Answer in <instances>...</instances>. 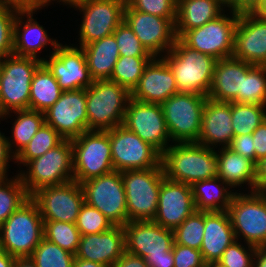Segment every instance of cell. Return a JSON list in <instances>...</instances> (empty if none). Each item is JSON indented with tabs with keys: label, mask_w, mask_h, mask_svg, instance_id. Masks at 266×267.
Returning a JSON list of instances; mask_svg holds the SVG:
<instances>
[{
	"label": "cell",
	"mask_w": 266,
	"mask_h": 267,
	"mask_svg": "<svg viewBox=\"0 0 266 267\" xmlns=\"http://www.w3.org/2000/svg\"><path fill=\"white\" fill-rule=\"evenodd\" d=\"M54 1H55V3L63 5V7L65 5V6H68L70 8L73 5H75V4L79 3V2H82L84 0H50V3L54 4Z\"/></svg>",
	"instance_id": "62"
},
{
	"label": "cell",
	"mask_w": 266,
	"mask_h": 267,
	"mask_svg": "<svg viewBox=\"0 0 266 267\" xmlns=\"http://www.w3.org/2000/svg\"><path fill=\"white\" fill-rule=\"evenodd\" d=\"M191 189L195 209L205 212L227 211L236 193L219 177L194 182Z\"/></svg>",
	"instance_id": "32"
},
{
	"label": "cell",
	"mask_w": 266,
	"mask_h": 267,
	"mask_svg": "<svg viewBox=\"0 0 266 267\" xmlns=\"http://www.w3.org/2000/svg\"><path fill=\"white\" fill-rule=\"evenodd\" d=\"M176 93L179 92L170 67L162 57H153L131 92V98L144 103L162 104Z\"/></svg>",
	"instance_id": "24"
},
{
	"label": "cell",
	"mask_w": 266,
	"mask_h": 267,
	"mask_svg": "<svg viewBox=\"0 0 266 267\" xmlns=\"http://www.w3.org/2000/svg\"><path fill=\"white\" fill-rule=\"evenodd\" d=\"M25 166L26 168L17 172L30 196L42 187L73 181L71 140L64 139L59 145L29 161Z\"/></svg>",
	"instance_id": "5"
},
{
	"label": "cell",
	"mask_w": 266,
	"mask_h": 267,
	"mask_svg": "<svg viewBox=\"0 0 266 267\" xmlns=\"http://www.w3.org/2000/svg\"><path fill=\"white\" fill-rule=\"evenodd\" d=\"M39 11H18L14 22L13 34V55L20 57H32L43 61L40 54L42 49L46 50L48 45L52 48V53L60 44L55 38L47 33L45 26L34 19V14ZM39 53V54H38Z\"/></svg>",
	"instance_id": "23"
},
{
	"label": "cell",
	"mask_w": 266,
	"mask_h": 267,
	"mask_svg": "<svg viewBox=\"0 0 266 267\" xmlns=\"http://www.w3.org/2000/svg\"><path fill=\"white\" fill-rule=\"evenodd\" d=\"M220 1L228 7L231 4L232 0H220Z\"/></svg>",
	"instance_id": "64"
},
{
	"label": "cell",
	"mask_w": 266,
	"mask_h": 267,
	"mask_svg": "<svg viewBox=\"0 0 266 267\" xmlns=\"http://www.w3.org/2000/svg\"><path fill=\"white\" fill-rule=\"evenodd\" d=\"M253 267H266V246L256 248Z\"/></svg>",
	"instance_id": "57"
},
{
	"label": "cell",
	"mask_w": 266,
	"mask_h": 267,
	"mask_svg": "<svg viewBox=\"0 0 266 267\" xmlns=\"http://www.w3.org/2000/svg\"><path fill=\"white\" fill-rule=\"evenodd\" d=\"M73 177L78 183L114 171L107 131L87 130L71 140Z\"/></svg>",
	"instance_id": "9"
},
{
	"label": "cell",
	"mask_w": 266,
	"mask_h": 267,
	"mask_svg": "<svg viewBox=\"0 0 266 267\" xmlns=\"http://www.w3.org/2000/svg\"><path fill=\"white\" fill-rule=\"evenodd\" d=\"M228 148L255 163V148L252 134L234 136Z\"/></svg>",
	"instance_id": "49"
},
{
	"label": "cell",
	"mask_w": 266,
	"mask_h": 267,
	"mask_svg": "<svg viewBox=\"0 0 266 267\" xmlns=\"http://www.w3.org/2000/svg\"><path fill=\"white\" fill-rule=\"evenodd\" d=\"M153 57L120 56L115 63L110 81L127 88L130 92L137 86L146 65Z\"/></svg>",
	"instance_id": "38"
},
{
	"label": "cell",
	"mask_w": 266,
	"mask_h": 267,
	"mask_svg": "<svg viewBox=\"0 0 266 267\" xmlns=\"http://www.w3.org/2000/svg\"><path fill=\"white\" fill-rule=\"evenodd\" d=\"M231 102L207 98L197 143L212 149L228 147L234 138Z\"/></svg>",
	"instance_id": "26"
},
{
	"label": "cell",
	"mask_w": 266,
	"mask_h": 267,
	"mask_svg": "<svg viewBox=\"0 0 266 267\" xmlns=\"http://www.w3.org/2000/svg\"><path fill=\"white\" fill-rule=\"evenodd\" d=\"M12 174L0 177V225L30 198L18 173Z\"/></svg>",
	"instance_id": "36"
},
{
	"label": "cell",
	"mask_w": 266,
	"mask_h": 267,
	"mask_svg": "<svg viewBox=\"0 0 266 267\" xmlns=\"http://www.w3.org/2000/svg\"><path fill=\"white\" fill-rule=\"evenodd\" d=\"M75 224L81 235L101 233L114 226L98 209L86 202L82 205Z\"/></svg>",
	"instance_id": "43"
},
{
	"label": "cell",
	"mask_w": 266,
	"mask_h": 267,
	"mask_svg": "<svg viewBox=\"0 0 266 267\" xmlns=\"http://www.w3.org/2000/svg\"><path fill=\"white\" fill-rule=\"evenodd\" d=\"M174 267H205L206 263L198 249L173 244Z\"/></svg>",
	"instance_id": "48"
},
{
	"label": "cell",
	"mask_w": 266,
	"mask_h": 267,
	"mask_svg": "<svg viewBox=\"0 0 266 267\" xmlns=\"http://www.w3.org/2000/svg\"><path fill=\"white\" fill-rule=\"evenodd\" d=\"M240 240L230 244L218 261L224 267H253L256 247Z\"/></svg>",
	"instance_id": "45"
},
{
	"label": "cell",
	"mask_w": 266,
	"mask_h": 267,
	"mask_svg": "<svg viewBox=\"0 0 266 267\" xmlns=\"http://www.w3.org/2000/svg\"><path fill=\"white\" fill-rule=\"evenodd\" d=\"M44 116L64 139L78 137L87 131L86 89L63 91Z\"/></svg>",
	"instance_id": "19"
},
{
	"label": "cell",
	"mask_w": 266,
	"mask_h": 267,
	"mask_svg": "<svg viewBox=\"0 0 266 267\" xmlns=\"http://www.w3.org/2000/svg\"><path fill=\"white\" fill-rule=\"evenodd\" d=\"M30 197L38 205L43 221L76 223L85 202L83 188L75 180L42 187Z\"/></svg>",
	"instance_id": "15"
},
{
	"label": "cell",
	"mask_w": 266,
	"mask_h": 267,
	"mask_svg": "<svg viewBox=\"0 0 266 267\" xmlns=\"http://www.w3.org/2000/svg\"><path fill=\"white\" fill-rule=\"evenodd\" d=\"M261 0H232L227 9L235 13H252L259 5Z\"/></svg>",
	"instance_id": "54"
},
{
	"label": "cell",
	"mask_w": 266,
	"mask_h": 267,
	"mask_svg": "<svg viewBox=\"0 0 266 267\" xmlns=\"http://www.w3.org/2000/svg\"><path fill=\"white\" fill-rule=\"evenodd\" d=\"M44 238L64 250L76 254L81 233L75 223L44 221Z\"/></svg>",
	"instance_id": "39"
},
{
	"label": "cell",
	"mask_w": 266,
	"mask_h": 267,
	"mask_svg": "<svg viewBox=\"0 0 266 267\" xmlns=\"http://www.w3.org/2000/svg\"><path fill=\"white\" fill-rule=\"evenodd\" d=\"M134 10L163 18H176L177 0H126Z\"/></svg>",
	"instance_id": "47"
},
{
	"label": "cell",
	"mask_w": 266,
	"mask_h": 267,
	"mask_svg": "<svg viewBox=\"0 0 266 267\" xmlns=\"http://www.w3.org/2000/svg\"><path fill=\"white\" fill-rule=\"evenodd\" d=\"M236 241L227 211H204V234L200 248L205 263L218 262L225 249Z\"/></svg>",
	"instance_id": "28"
},
{
	"label": "cell",
	"mask_w": 266,
	"mask_h": 267,
	"mask_svg": "<svg viewBox=\"0 0 266 267\" xmlns=\"http://www.w3.org/2000/svg\"><path fill=\"white\" fill-rule=\"evenodd\" d=\"M125 251L142 258L168 257L174 244L173 230L153 221H130L124 226Z\"/></svg>",
	"instance_id": "20"
},
{
	"label": "cell",
	"mask_w": 266,
	"mask_h": 267,
	"mask_svg": "<svg viewBox=\"0 0 266 267\" xmlns=\"http://www.w3.org/2000/svg\"><path fill=\"white\" fill-rule=\"evenodd\" d=\"M114 171L162 167L161 154L123 125L107 130Z\"/></svg>",
	"instance_id": "14"
},
{
	"label": "cell",
	"mask_w": 266,
	"mask_h": 267,
	"mask_svg": "<svg viewBox=\"0 0 266 267\" xmlns=\"http://www.w3.org/2000/svg\"><path fill=\"white\" fill-rule=\"evenodd\" d=\"M62 92L57 80L41 63L31 82L29 109L44 113L59 99Z\"/></svg>",
	"instance_id": "34"
},
{
	"label": "cell",
	"mask_w": 266,
	"mask_h": 267,
	"mask_svg": "<svg viewBox=\"0 0 266 267\" xmlns=\"http://www.w3.org/2000/svg\"><path fill=\"white\" fill-rule=\"evenodd\" d=\"M73 267H110L101 263L83 260L81 258H74Z\"/></svg>",
	"instance_id": "59"
},
{
	"label": "cell",
	"mask_w": 266,
	"mask_h": 267,
	"mask_svg": "<svg viewBox=\"0 0 266 267\" xmlns=\"http://www.w3.org/2000/svg\"><path fill=\"white\" fill-rule=\"evenodd\" d=\"M266 189V157L256 164L255 191L262 193Z\"/></svg>",
	"instance_id": "55"
},
{
	"label": "cell",
	"mask_w": 266,
	"mask_h": 267,
	"mask_svg": "<svg viewBox=\"0 0 266 267\" xmlns=\"http://www.w3.org/2000/svg\"><path fill=\"white\" fill-rule=\"evenodd\" d=\"M145 261L149 265V267H174V257L172 250L168 251V257H146Z\"/></svg>",
	"instance_id": "56"
},
{
	"label": "cell",
	"mask_w": 266,
	"mask_h": 267,
	"mask_svg": "<svg viewBox=\"0 0 266 267\" xmlns=\"http://www.w3.org/2000/svg\"><path fill=\"white\" fill-rule=\"evenodd\" d=\"M207 98L179 92L161 104L172 143H197Z\"/></svg>",
	"instance_id": "6"
},
{
	"label": "cell",
	"mask_w": 266,
	"mask_h": 267,
	"mask_svg": "<svg viewBox=\"0 0 266 267\" xmlns=\"http://www.w3.org/2000/svg\"><path fill=\"white\" fill-rule=\"evenodd\" d=\"M227 6L220 0H177L175 34L180 38L186 31L199 28L221 16Z\"/></svg>",
	"instance_id": "30"
},
{
	"label": "cell",
	"mask_w": 266,
	"mask_h": 267,
	"mask_svg": "<svg viewBox=\"0 0 266 267\" xmlns=\"http://www.w3.org/2000/svg\"><path fill=\"white\" fill-rule=\"evenodd\" d=\"M232 57L256 66H266V20L253 13L239 14Z\"/></svg>",
	"instance_id": "22"
},
{
	"label": "cell",
	"mask_w": 266,
	"mask_h": 267,
	"mask_svg": "<svg viewBox=\"0 0 266 267\" xmlns=\"http://www.w3.org/2000/svg\"><path fill=\"white\" fill-rule=\"evenodd\" d=\"M12 267H37L30 257L15 258Z\"/></svg>",
	"instance_id": "60"
},
{
	"label": "cell",
	"mask_w": 266,
	"mask_h": 267,
	"mask_svg": "<svg viewBox=\"0 0 266 267\" xmlns=\"http://www.w3.org/2000/svg\"><path fill=\"white\" fill-rule=\"evenodd\" d=\"M236 240L266 246V199L257 192H236L227 210Z\"/></svg>",
	"instance_id": "10"
},
{
	"label": "cell",
	"mask_w": 266,
	"mask_h": 267,
	"mask_svg": "<svg viewBox=\"0 0 266 267\" xmlns=\"http://www.w3.org/2000/svg\"><path fill=\"white\" fill-rule=\"evenodd\" d=\"M0 3L18 11H40L44 7L48 8L49 5H52L50 0H0Z\"/></svg>",
	"instance_id": "50"
},
{
	"label": "cell",
	"mask_w": 266,
	"mask_h": 267,
	"mask_svg": "<svg viewBox=\"0 0 266 267\" xmlns=\"http://www.w3.org/2000/svg\"><path fill=\"white\" fill-rule=\"evenodd\" d=\"M13 117L14 119H11ZM8 118L14 122L11 123L12 135L6 138L10 152L15 157L45 123V116L44 113L31 109L14 110L1 115L0 122Z\"/></svg>",
	"instance_id": "33"
},
{
	"label": "cell",
	"mask_w": 266,
	"mask_h": 267,
	"mask_svg": "<svg viewBox=\"0 0 266 267\" xmlns=\"http://www.w3.org/2000/svg\"><path fill=\"white\" fill-rule=\"evenodd\" d=\"M131 92L116 82L95 80L86 89L87 130L107 131L121 126Z\"/></svg>",
	"instance_id": "4"
},
{
	"label": "cell",
	"mask_w": 266,
	"mask_h": 267,
	"mask_svg": "<svg viewBox=\"0 0 266 267\" xmlns=\"http://www.w3.org/2000/svg\"><path fill=\"white\" fill-rule=\"evenodd\" d=\"M126 195L128 222L153 221L157 213L162 167L121 172Z\"/></svg>",
	"instance_id": "8"
},
{
	"label": "cell",
	"mask_w": 266,
	"mask_h": 267,
	"mask_svg": "<svg viewBox=\"0 0 266 267\" xmlns=\"http://www.w3.org/2000/svg\"><path fill=\"white\" fill-rule=\"evenodd\" d=\"M124 251V228L120 225H114L101 233L81 235L75 258L112 267Z\"/></svg>",
	"instance_id": "25"
},
{
	"label": "cell",
	"mask_w": 266,
	"mask_h": 267,
	"mask_svg": "<svg viewBox=\"0 0 266 267\" xmlns=\"http://www.w3.org/2000/svg\"><path fill=\"white\" fill-rule=\"evenodd\" d=\"M124 21L153 57H162L175 44L176 18H163L132 9L127 3Z\"/></svg>",
	"instance_id": "17"
},
{
	"label": "cell",
	"mask_w": 266,
	"mask_h": 267,
	"mask_svg": "<svg viewBox=\"0 0 266 267\" xmlns=\"http://www.w3.org/2000/svg\"><path fill=\"white\" fill-rule=\"evenodd\" d=\"M85 202L98 209L113 225L124 226L128 222L126 195L121 172L88 179L81 183Z\"/></svg>",
	"instance_id": "13"
},
{
	"label": "cell",
	"mask_w": 266,
	"mask_h": 267,
	"mask_svg": "<svg viewBox=\"0 0 266 267\" xmlns=\"http://www.w3.org/2000/svg\"><path fill=\"white\" fill-rule=\"evenodd\" d=\"M10 161L14 162L15 157L10 152L5 133L0 131V177L10 176L8 175Z\"/></svg>",
	"instance_id": "52"
},
{
	"label": "cell",
	"mask_w": 266,
	"mask_h": 267,
	"mask_svg": "<svg viewBox=\"0 0 266 267\" xmlns=\"http://www.w3.org/2000/svg\"><path fill=\"white\" fill-rule=\"evenodd\" d=\"M126 0H84L73 5L82 15L78 33V44L83 47L114 33L124 21ZM82 12V13H81Z\"/></svg>",
	"instance_id": "12"
},
{
	"label": "cell",
	"mask_w": 266,
	"mask_h": 267,
	"mask_svg": "<svg viewBox=\"0 0 266 267\" xmlns=\"http://www.w3.org/2000/svg\"><path fill=\"white\" fill-rule=\"evenodd\" d=\"M122 125L160 154L172 145L161 104L144 103L131 98Z\"/></svg>",
	"instance_id": "16"
},
{
	"label": "cell",
	"mask_w": 266,
	"mask_h": 267,
	"mask_svg": "<svg viewBox=\"0 0 266 267\" xmlns=\"http://www.w3.org/2000/svg\"><path fill=\"white\" fill-rule=\"evenodd\" d=\"M174 243L200 250L204 234V211L195 210L173 230Z\"/></svg>",
	"instance_id": "42"
},
{
	"label": "cell",
	"mask_w": 266,
	"mask_h": 267,
	"mask_svg": "<svg viewBox=\"0 0 266 267\" xmlns=\"http://www.w3.org/2000/svg\"><path fill=\"white\" fill-rule=\"evenodd\" d=\"M252 64L234 57L216 61L208 98L221 102L242 103L243 73Z\"/></svg>",
	"instance_id": "27"
},
{
	"label": "cell",
	"mask_w": 266,
	"mask_h": 267,
	"mask_svg": "<svg viewBox=\"0 0 266 267\" xmlns=\"http://www.w3.org/2000/svg\"><path fill=\"white\" fill-rule=\"evenodd\" d=\"M265 111V106L231 102V125L234 136L252 134L266 119Z\"/></svg>",
	"instance_id": "37"
},
{
	"label": "cell",
	"mask_w": 266,
	"mask_h": 267,
	"mask_svg": "<svg viewBox=\"0 0 266 267\" xmlns=\"http://www.w3.org/2000/svg\"><path fill=\"white\" fill-rule=\"evenodd\" d=\"M161 165L165 177L188 185L218 177L216 149L198 143H172L161 154Z\"/></svg>",
	"instance_id": "1"
},
{
	"label": "cell",
	"mask_w": 266,
	"mask_h": 267,
	"mask_svg": "<svg viewBox=\"0 0 266 267\" xmlns=\"http://www.w3.org/2000/svg\"><path fill=\"white\" fill-rule=\"evenodd\" d=\"M238 17V13L227 9L203 26L186 31L179 39L189 48L216 60L232 57Z\"/></svg>",
	"instance_id": "11"
},
{
	"label": "cell",
	"mask_w": 266,
	"mask_h": 267,
	"mask_svg": "<svg viewBox=\"0 0 266 267\" xmlns=\"http://www.w3.org/2000/svg\"><path fill=\"white\" fill-rule=\"evenodd\" d=\"M41 63L36 58L13 54L0 59V116L29 109L31 82Z\"/></svg>",
	"instance_id": "7"
},
{
	"label": "cell",
	"mask_w": 266,
	"mask_h": 267,
	"mask_svg": "<svg viewBox=\"0 0 266 267\" xmlns=\"http://www.w3.org/2000/svg\"><path fill=\"white\" fill-rule=\"evenodd\" d=\"M82 49L91 78L94 81L110 79L115 63L120 57L114 34L87 44Z\"/></svg>",
	"instance_id": "31"
},
{
	"label": "cell",
	"mask_w": 266,
	"mask_h": 267,
	"mask_svg": "<svg viewBox=\"0 0 266 267\" xmlns=\"http://www.w3.org/2000/svg\"><path fill=\"white\" fill-rule=\"evenodd\" d=\"M162 58L175 76L178 92L208 96L215 58L189 48L179 38Z\"/></svg>",
	"instance_id": "2"
},
{
	"label": "cell",
	"mask_w": 266,
	"mask_h": 267,
	"mask_svg": "<svg viewBox=\"0 0 266 267\" xmlns=\"http://www.w3.org/2000/svg\"><path fill=\"white\" fill-rule=\"evenodd\" d=\"M205 267H224L218 262L207 263Z\"/></svg>",
	"instance_id": "63"
},
{
	"label": "cell",
	"mask_w": 266,
	"mask_h": 267,
	"mask_svg": "<svg viewBox=\"0 0 266 267\" xmlns=\"http://www.w3.org/2000/svg\"><path fill=\"white\" fill-rule=\"evenodd\" d=\"M113 34L120 56L153 57L125 21L116 28Z\"/></svg>",
	"instance_id": "44"
},
{
	"label": "cell",
	"mask_w": 266,
	"mask_h": 267,
	"mask_svg": "<svg viewBox=\"0 0 266 267\" xmlns=\"http://www.w3.org/2000/svg\"><path fill=\"white\" fill-rule=\"evenodd\" d=\"M18 10L0 3V59L13 54L14 22Z\"/></svg>",
	"instance_id": "46"
},
{
	"label": "cell",
	"mask_w": 266,
	"mask_h": 267,
	"mask_svg": "<svg viewBox=\"0 0 266 267\" xmlns=\"http://www.w3.org/2000/svg\"><path fill=\"white\" fill-rule=\"evenodd\" d=\"M266 199V189L261 193Z\"/></svg>",
	"instance_id": "65"
},
{
	"label": "cell",
	"mask_w": 266,
	"mask_h": 267,
	"mask_svg": "<svg viewBox=\"0 0 266 267\" xmlns=\"http://www.w3.org/2000/svg\"><path fill=\"white\" fill-rule=\"evenodd\" d=\"M43 230L39 207L30 197L0 225V248L15 258L30 257Z\"/></svg>",
	"instance_id": "3"
},
{
	"label": "cell",
	"mask_w": 266,
	"mask_h": 267,
	"mask_svg": "<svg viewBox=\"0 0 266 267\" xmlns=\"http://www.w3.org/2000/svg\"><path fill=\"white\" fill-rule=\"evenodd\" d=\"M218 177L238 192H254L256 182V164L228 147L217 148ZM244 185L247 186L244 188ZM240 186V189H239ZM238 187V190L235 188ZM242 188V189H241Z\"/></svg>",
	"instance_id": "29"
},
{
	"label": "cell",
	"mask_w": 266,
	"mask_h": 267,
	"mask_svg": "<svg viewBox=\"0 0 266 267\" xmlns=\"http://www.w3.org/2000/svg\"><path fill=\"white\" fill-rule=\"evenodd\" d=\"M112 267H149V265L144 258L124 251Z\"/></svg>",
	"instance_id": "53"
},
{
	"label": "cell",
	"mask_w": 266,
	"mask_h": 267,
	"mask_svg": "<svg viewBox=\"0 0 266 267\" xmlns=\"http://www.w3.org/2000/svg\"><path fill=\"white\" fill-rule=\"evenodd\" d=\"M42 63L57 80L62 91L87 89L93 79L87 67L85 52L75 44L60 43L54 53H47Z\"/></svg>",
	"instance_id": "18"
},
{
	"label": "cell",
	"mask_w": 266,
	"mask_h": 267,
	"mask_svg": "<svg viewBox=\"0 0 266 267\" xmlns=\"http://www.w3.org/2000/svg\"><path fill=\"white\" fill-rule=\"evenodd\" d=\"M195 210L191 185L164 177L160 185L157 213L153 222L174 230Z\"/></svg>",
	"instance_id": "21"
},
{
	"label": "cell",
	"mask_w": 266,
	"mask_h": 267,
	"mask_svg": "<svg viewBox=\"0 0 266 267\" xmlns=\"http://www.w3.org/2000/svg\"><path fill=\"white\" fill-rule=\"evenodd\" d=\"M252 13L258 18L266 20V0H261L259 5Z\"/></svg>",
	"instance_id": "61"
},
{
	"label": "cell",
	"mask_w": 266,
	"mask_h": 267,
	"mask_svg": "<svg viewBox=\"0 0 266 267\" xmlns=\"http://www.w3.org/2000/svg\"><path fill=\"white\" fill-rule=\"evenodd\" d=\"M30 258L37 267H73L75 255L43 238Z\"/></svg>",
	"instance_id": "41"
},
{
	"label": "cell",
	"mask_w": 266,
	"mask_h": 267,
	"mask_svg": "<svg viewBox=\"0 0 266 267\" xmlns=\"http://www.w3.org/2000/svg\"><path fill=\"white\" fill-rule=\"evenodd\" d=\"M15 257L0 248V267H12Z\"/></svg>",
	"instance_id": "58"
},
{
	"label": "cell",
	"mask_w": 266,
	"mask_h": 267,
	"mask_svg": "<svg viewBox=\"0 0 266 267\" xmlns=\"http://www.w3.org/2000/svg\"><path fill=\"white\" fill-rule=\"evenodd\" d=\"M242 103L266 105V66L252 65L243 73Z\"/></svg>",
	"instance_id": "40"
},
{
	"label": "cell",
	"mask_w": 266,
	"mask_h": 267,
	"mask_svg": "<svg viewBox=\"0 0 266 267\" xmlns=\"http://www.w3.org/2000/svg\"><path fill=\"white\" fill-rule=\"evenodd\" d=\"M63 140L64 138L53 127L44 123L30 142L15 156L14 164L17 163L21 170V166L25 167L29 161L42 156Z\"/></svg>",
	"instance_id": "35"
},
{
	"label": "cell",
	"mask_w": 266,
	"mask_h": 267,
	"mask_svg": "<svg viewBox=\"0 0 266 267\" xmlns=\"http://www.w3.org/2000/svg\"><path fill=\"white\" fill-rule=\"evenodd\" d=\"M255 164L266 157V119L253 131Z\"/></svg>",
	"instance_id": "51"
}]
</instances>
